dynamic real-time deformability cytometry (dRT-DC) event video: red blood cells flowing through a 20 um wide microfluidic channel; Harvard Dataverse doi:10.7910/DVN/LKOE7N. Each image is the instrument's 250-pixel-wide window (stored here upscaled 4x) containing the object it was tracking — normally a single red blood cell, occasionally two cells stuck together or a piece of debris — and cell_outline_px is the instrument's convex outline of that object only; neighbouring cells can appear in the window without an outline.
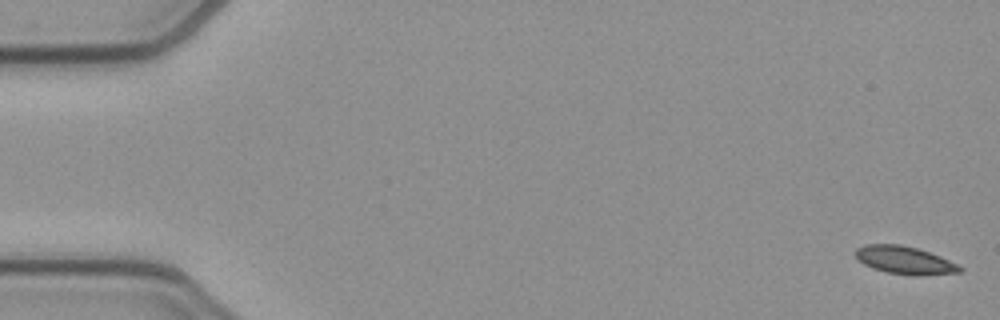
{"species": "common noctule bat (a hibernating species)", "species_latin": "Nyctalus noctula", "temperature_condition": "cold", "stored_images_in_passage": 53, "camera_frame_rate_fps": 3000, "um_per_image_px": 0.085, "animal": {"sex": "female", "body_mass_g": 21.9}, "frame": {"image": 1, "passage_image": 1, "time_ms": 0.0, "image_size_px": [1000, 320], "cell_outline_px": [[964, 268], [960, 272], [920, 276], [912, 276], [888, 272], [872, 268], [864, 264], [856, 256], [856, 248], [864, 244], [900, 244], [916, 248], [940, 256]], "centroid_in_image_um": [76.89, 22.12], "position_along_channel_um": 8.1, "area_um2": 16.82}}
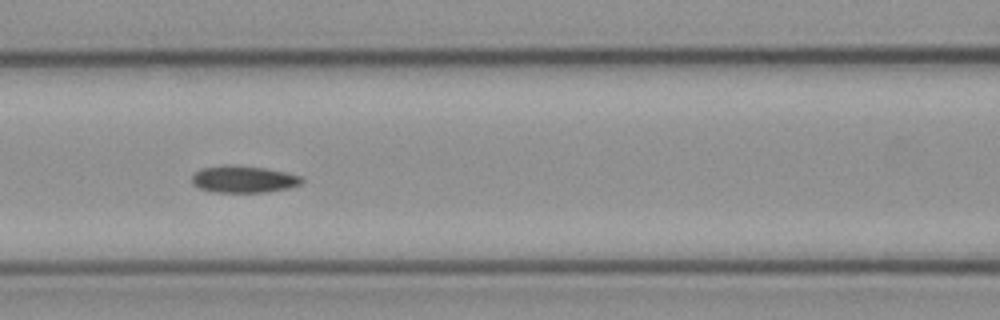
{"frame": {"image": 2, "passage_image": 23, "time_ms": 7.333, "image_size_px": [1000, 320], "cell_outline_px": [[304, 180], [300, 184], [288, 188], [268, 192], [216, 192], [200, 188], [192, 184], [192, 176], [200, 168], [228, 164], [264, 168], [288, 172], [304, 176]], "centroid_in_image_um": [20.74, 15.22], "position_along_channel_um": 145.9, "area_um2": 17.4}}
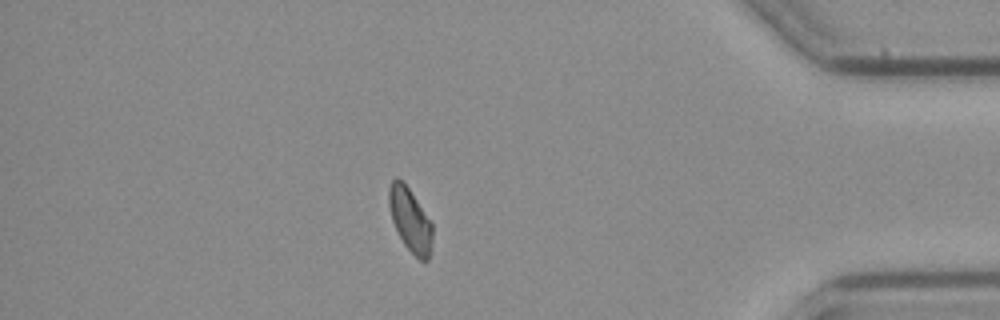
{"frame": {"image": 3, "passage_image": 46, "time_ms": 15.0, "image_size_px": [1000, 320], "cell_outline_px": [[432, 244], [428, 260], [420, 260], [404, 244], [392, 220], [388, 204], [388, 188], [392, 180], [396, 176], [404, 180], [432, 224]], "centroid_in_image_um": [34.84, 18.63], "position_along_channel_um": 400.4, "area_um2": 16.07}}